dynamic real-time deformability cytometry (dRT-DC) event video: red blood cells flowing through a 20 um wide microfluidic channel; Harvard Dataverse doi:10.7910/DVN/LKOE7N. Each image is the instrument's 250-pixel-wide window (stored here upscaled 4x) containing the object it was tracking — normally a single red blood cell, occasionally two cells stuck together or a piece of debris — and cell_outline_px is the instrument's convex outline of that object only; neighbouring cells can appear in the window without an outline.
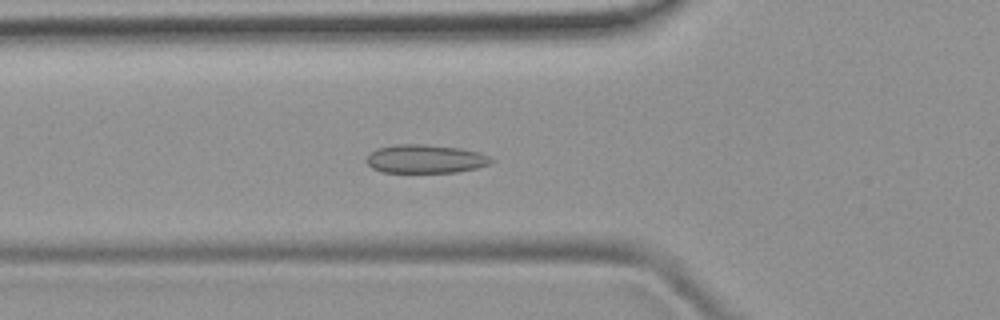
{"species": "common noctule bat (a hibernating species)", "species_latin": "Nyctalus noctula", "temperature_condition": "room temperature", "stored_images_in_passage": 43, "camera_frame_rate_fps": 3000, "um_per_image_px": 0.085, "animal": {"sex": "female", "body_mass_g": 19.9}, "frame": {"image": 1, "passage_image": 10, "time_ms": 3.0, "image_size_px": [1000, 320], "cell_outline_px": [[496, 160], [488, 164], [476, 168], [456, 172], [380, 172], [372, 168], [364, 160], [376, 148], [396, 144], [424, 144], [460, 148], [480, 152]], "centroid_in_image_um": [36.14, 13.5], "position_along_channel_um": 89.7, "area_um2": 20.81}}
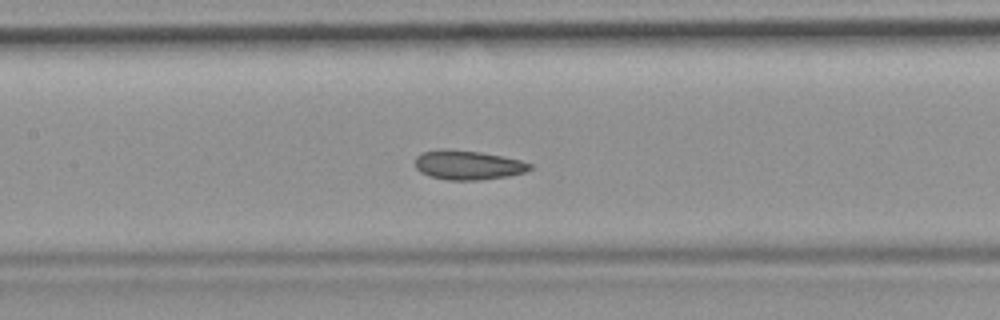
{"frame": {"image": 2, "passage_image": 16, "time_ms": 5.0, "image_size_px": [1000, 320], "cell_outline_px": [[532, 168], [524, 172], [508, 176], [480, 180], [448, 180], [428, 176], [420, 172], [416, 168], [416, 156], [424, 152], [448, 148], [480, 152], [520, 160], [532, 164]], "centroid_in_image_um": [39.76, 14.03], "position_along_channel_um": 167.6, "area_um2": 19.54}}
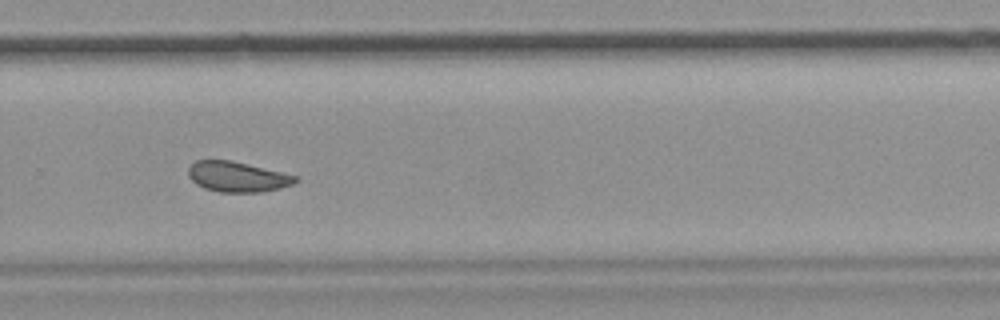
{"frame": {"image": 3, "passage_image": 27, "time_ms": 8.667, "image_size_px": [1000, 320], "cell_outline_px": [[300, 180], [292, 184], [280, 188], [260, 192], [220, 192], [204, 188], [196, 184], [188, 176], [188, 168], [196, 160], [232, 160], [296, 176]], "centroid_in_image_um": [20.15, 15.02], "position_along_channel_um": 309.6, "area_um2": 18.79}, "authors_computed_cell_mechanics": {"area_um2": 19.941, "velocity_mm_per_s": 3.889, "shape_relaxation_time_tau1_ms": null, "shape_relaxation_time_tau2_ms": 4.2981, "deformation_change_tau1": null, "deformation_change_tau2": 0.0658}}